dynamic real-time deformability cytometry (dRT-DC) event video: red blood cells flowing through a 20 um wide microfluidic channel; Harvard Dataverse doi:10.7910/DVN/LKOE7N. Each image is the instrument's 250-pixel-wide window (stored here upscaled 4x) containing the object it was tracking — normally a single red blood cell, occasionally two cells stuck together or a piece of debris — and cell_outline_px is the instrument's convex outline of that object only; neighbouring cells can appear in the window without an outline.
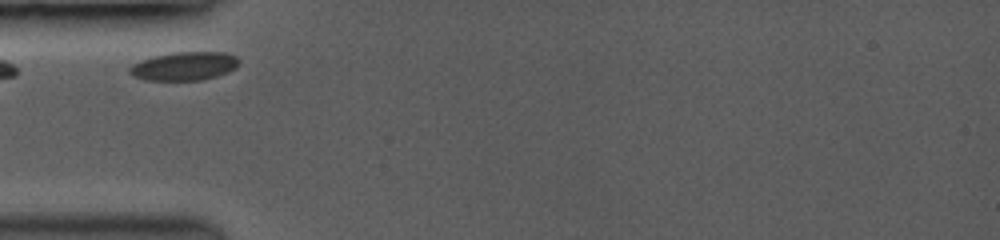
{"species": "common noctule bat (a hibernating species)", "species_latin": "Nyctalus noctula", "temperature_condition": "room temperature", "stored_images_in_passage": 18, "camera_frame_rate_fps": 3500, "um_per_image_px": 0.085, "animal": {"sex": "female", "body_mass_g": 19.0, "forearm_length_mm": 53.3}, "frame": {"image": 1, "passage_image": 1, "time_ms": 0.0, "image_size_px": [1000, 240], "cell_outline_px": [[240, 64], [236, 68], [216, 76], [200, 80], [148, 80], [136, 76], [128, 72], [128, 68], [132, 64], [140, 60], [152, 56], [172, 52], [224, 52], [236, 56], [240, 60]], "centroid_in_image_um": [15.67, 5.6], "position_along_channel_um": 69.3, "area_um2": 18.21}}
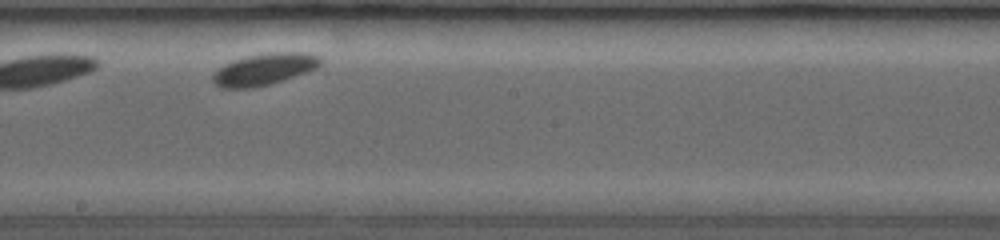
{"frame": {"image": 2, "passage_image": 16, "time_ms": 4.286, "image_size_px": [1000, 240], "cell_outline_px": [[324, 60], [316, 68], [268, 84], [252, 88], [220, 88], [212, 80], [212, 72], [224, 64], [248, 56], [272, 52], [308, 52], [320, 56]], "centroid_in_image_um": [22.45, 5.87], "position_along_channel_um": 225.8, "area_um2": 19.65}}